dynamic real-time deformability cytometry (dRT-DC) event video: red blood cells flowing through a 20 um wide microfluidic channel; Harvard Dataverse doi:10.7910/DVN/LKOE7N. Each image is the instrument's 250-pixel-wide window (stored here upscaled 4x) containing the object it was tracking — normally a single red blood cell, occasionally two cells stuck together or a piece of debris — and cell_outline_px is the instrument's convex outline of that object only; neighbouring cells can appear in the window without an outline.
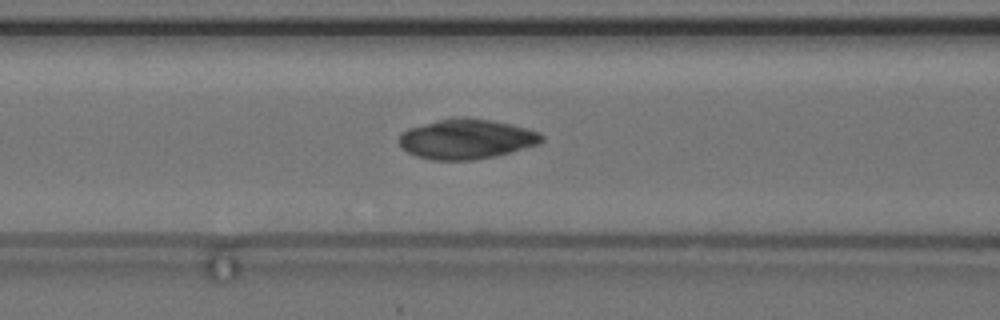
{"species": "common noctule bat (a hibernating species)", "species_latin": "Nyctalus noctula", "temperature_condition": "cold", "stored_images_in_passage": 37, "camera_frame_rate_fps": 3000, "um_per_image_px": 0.085, "animal": {"sex": "female", "body_mass_g": 24.6, "forearm_length_mm": 56.2}, "frame": {"image": 1, "passage_image": 9, "time_ms": 2.667, "image_size_px": [1000, 320], "cell_outline_px": [[544, 140], [540, 144], [496, 156], [472, 160], [432, 160], [416, 156], [408, 152], [400, 144], [400, 132], [408, 128], [440, 120], [492, 120], [528, 128], [540, 132], [544, 136]], "centroid_in_image_um": [39.7, 11.86], "position_along_channel_um": 126.9, "area_um2": 32.48}}
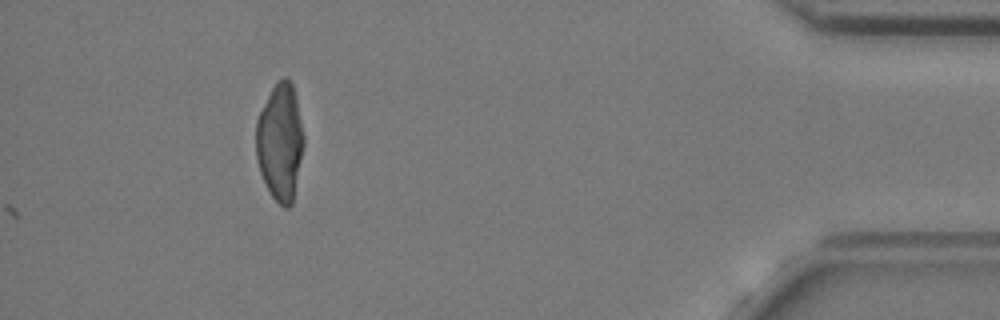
{"frame": {"image": 2, "passage_image": 37, "time_ms": 12.0, "image_size_px": [1000, 320], "cell_outline_px": [[304, 144], [292, 204], [288, 208], [284, 208], [272, 196], [260, 172], [256, 156], [256, 120], [276, 80], [284, 76], [292, 84], [296, 96], [304, 136]], "centroid_in_image_um": [23.81, 12.05], "position_along_channel_um": 411.4, "area_um2": 32.37}}